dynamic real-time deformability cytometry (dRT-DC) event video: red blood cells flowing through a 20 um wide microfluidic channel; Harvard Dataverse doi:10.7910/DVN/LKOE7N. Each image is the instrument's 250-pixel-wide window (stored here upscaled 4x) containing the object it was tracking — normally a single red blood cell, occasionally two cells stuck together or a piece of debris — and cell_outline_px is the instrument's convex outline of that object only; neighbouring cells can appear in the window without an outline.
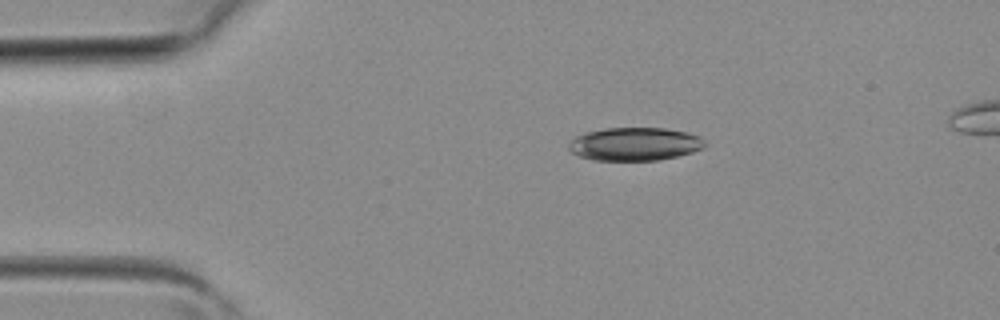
{"species": "common noctule bat (a hibernating species)", "species_latin": "Nyctalus noctula", "temperature_condition": "room temperature", "stored_images_in_passage": 4, "camera_frame_rate_fps": 3000, "um_per_image_px": 0.085, "animal": {"sex": "female", "body_mass_g": 19.3, "forearm_length_mm": 54.1}, "frame": {"image": 1, "passage_image": 2, "time_ms": 0.333, "image_size_px": [1000, 320], "cell_outline_px": [[708, 144], [704, 148], [692, 152], [660, 160], [592, 160], [580, 156], [572, 152], [568, 148], [568, 144], [576, 136], [584, 132], [604, 128], [664, 128], [688, 132], [700, 136]], "centroid_in_image_um": [53.98, 12.24], "position_along_channel_um": 31.0, "area_um2": 26.47}}